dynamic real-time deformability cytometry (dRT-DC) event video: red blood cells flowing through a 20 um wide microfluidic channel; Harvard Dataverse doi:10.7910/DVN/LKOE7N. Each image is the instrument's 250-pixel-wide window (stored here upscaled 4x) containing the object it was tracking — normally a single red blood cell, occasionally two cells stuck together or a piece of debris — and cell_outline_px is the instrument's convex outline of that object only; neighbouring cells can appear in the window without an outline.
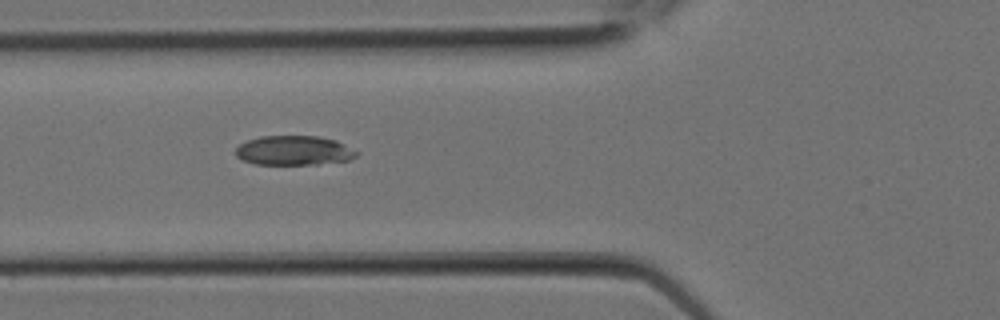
{"species": "Egyptian fruit bat (a non-hibernating species)", "species_latin": "Rousettus aegyptiacus", "temperature_condition": "room temperature", "stored_images_in_passage": 10, "camera_frame_rate_fps": 3000, "um_per_image_px": 0.085, "animal": {"sex": "female"}, "frame": {"image": 1, "passage_image": 9, "time_ms": 2.667, "image_size_px": [1000, 320], "cell_outline_px": [[360, 152], [356, 156], [348, 160], [320, 164], [256, 164], [244, 160], [236, 156], [236, 148], [240, 144], [248, 140], [260, 136], [316, 136], [336, 140]], "centroid_in_image_um": [25.0, 12.79], "position_along_channel_um": 100.8, "area_um2": 20.69}}
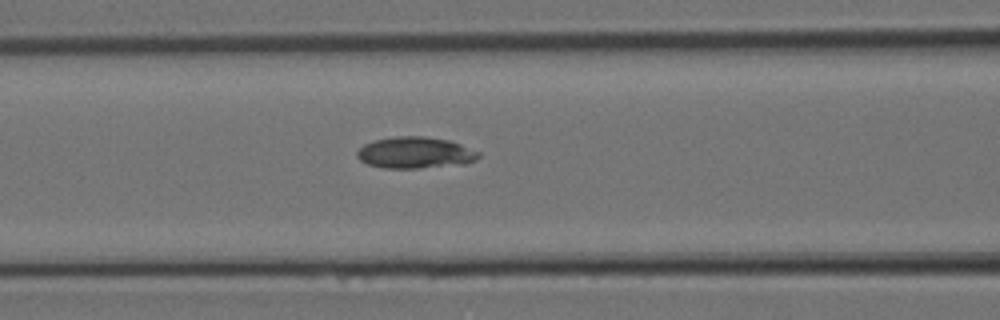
{"frame": {"image": 2, "passage_image": 10, "time_ms": 3.0, "image_size_px": [1000, 320], "cell_outline_px": [[480, 156], [476, 160], [464, 164], [420, 168], [384, 168], [368, 164], [360, 160], [356, 156], [356, 152], [364, 144], [376, 140], [396, 136], [424, 136], [448, 140], [460, 144], [480, 152]], "centroid_in_image_um": [35.3, 12.98], "position_along_channel_um": 131.3, "area_um2": 22.25}}